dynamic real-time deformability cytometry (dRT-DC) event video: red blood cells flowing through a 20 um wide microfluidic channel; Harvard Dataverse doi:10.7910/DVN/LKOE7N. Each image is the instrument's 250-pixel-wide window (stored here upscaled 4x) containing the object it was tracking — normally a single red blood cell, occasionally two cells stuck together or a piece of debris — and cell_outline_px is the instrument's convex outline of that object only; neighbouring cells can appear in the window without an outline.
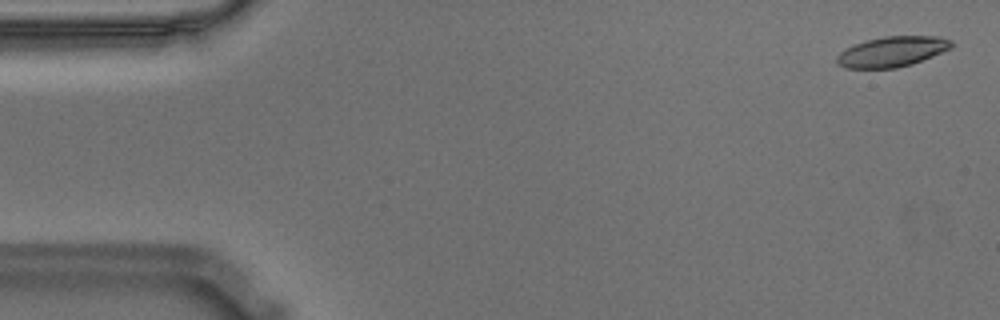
{"species": "Egyptian fruit bat (a non-hibernating species)", "species_latin": "Rousettus aegyptiacus", "temperature_condition": "warm", "stored_images_in_passage": 11, "camera_frame_rate_fps": 3000, "um_per_image_px": 0.085, "animal": {"sex": "male"}, "frame": {"image": 1, "passage_image": 2, "time_ms": 0.333, "image_size_px": [1000, 320], "cell_outline_px": [[952, 48], [912, 64], [896, 68], [844, 68], [836, 64], [836, 56], [844, 48], [852, 44], [884, 36], [940, 36], [952, 40]], "centroid_in_image_um": [75.79, 4.39], "position_along_channel_um": 9.2, "area_um2": 20.4}}